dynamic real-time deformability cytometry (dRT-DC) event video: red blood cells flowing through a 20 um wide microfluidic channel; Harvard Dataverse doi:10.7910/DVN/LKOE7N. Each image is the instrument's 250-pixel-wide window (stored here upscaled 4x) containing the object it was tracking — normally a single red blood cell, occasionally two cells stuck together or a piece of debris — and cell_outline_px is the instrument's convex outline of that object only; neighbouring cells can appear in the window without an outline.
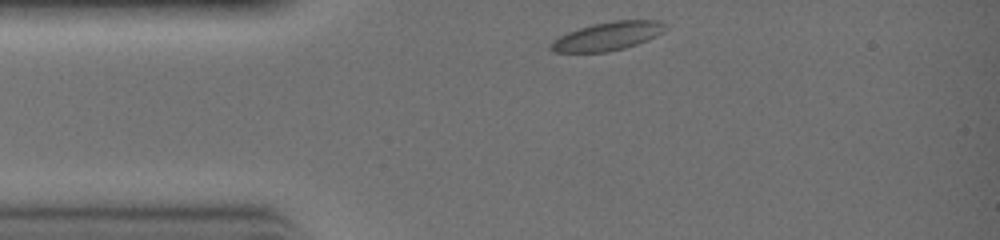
{"species": "common noctule bat (a hibernating species)", "species_latin": "Nyctalus noctula", "temperature_condition": "warm", "stored_images_in_passage": 22, "camera_frame_rate_fps": 3000, "um_per_image_px": 0.085, "animal": {"sex": "female", "body_mass_g": 19.0, "forearm_length_mm": 51.5}, "frame": {"image": 1, "passage_image": 1, "time_ms": 0.0, "image_size_px": [1000, 240], "cell_outline_px": [[668, 28], [664, 32], [648, 40], [624, 48], [608, 52], [552, 52], [548, 48], [548, 44], [552, 40], [568, 32], [592, 24], [612, 20], [660, 20], [668, 24]], "centroid_in_image_um": [51.67, 3.07], "position_along_channel_um": 33.3, "area_um2": 19.31}}
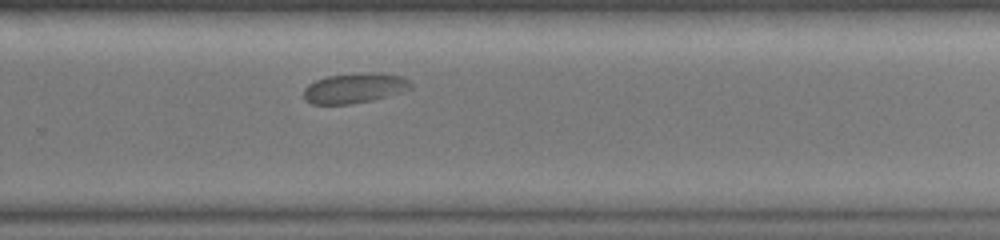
{"frame": {"image": 2, "passage_image": 16, "time_ms": 5.0, "image_size_px": [1000, 240], "cell_outline_px": [[412, 88], [404, 92], [372, 100], [352, 104], [312, 104], [304, 100], [304, 88], [308, 84], [316, 80], [328, 76], [352, 72], [384, 72], [400, 76], [408, 80], [412, 84]], "centroid_in_image_um": [30.15, 7.47], "position_along_channel_um": 299.6, "area_um2": 19.19}}
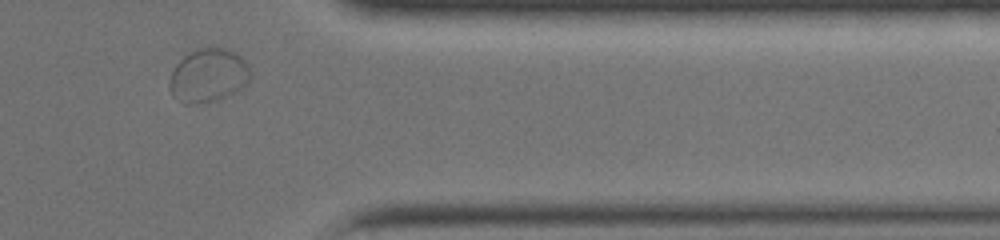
{"frame": {"image": 3, "passage_image": 21, "time_ms": 6.667, "image_size_px": [1000, 240], "cell_outline_px": [[252, 76], [248, 84], [228, 96], [216, 100], [196, 104], [184, 104], [172, 96], [168, 88], [168, 80], [176, 64], [184, 56], [196, 48], [208, 44], [216, 44], [228, 48], [236, 52], [248, 64], [252, 72]], "centroid_in_image_um": [17.72, 6.37], "position_along_channel_um": 393.7, "area_um2": 26.36}}